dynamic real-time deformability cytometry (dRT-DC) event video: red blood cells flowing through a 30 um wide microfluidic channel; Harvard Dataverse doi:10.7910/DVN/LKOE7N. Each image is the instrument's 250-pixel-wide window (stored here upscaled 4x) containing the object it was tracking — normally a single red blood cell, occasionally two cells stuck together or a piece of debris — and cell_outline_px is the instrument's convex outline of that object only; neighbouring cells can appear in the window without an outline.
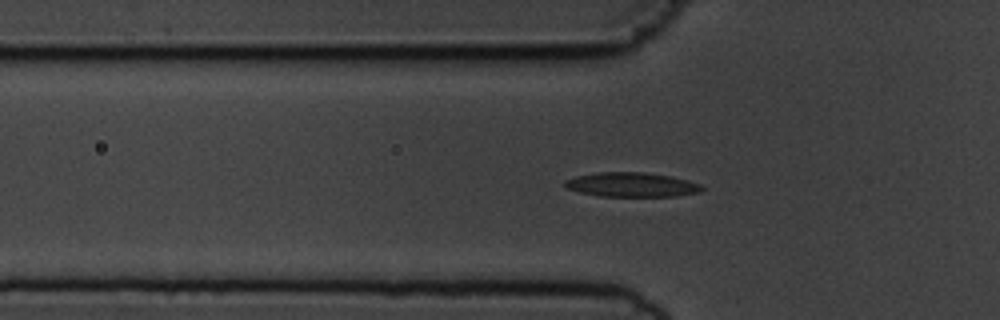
{"species": "common noctule bat (a hibernating species)", "species_latin": "Nyctalus noctula", "temperature_condition": "cold", "stored_images_in_passage": 52, "camera_frame_rate_fps": 3000, "um_per_image_px": 0.085, "animal": {"sex": "male", "body_mass_g": 19.5, "forearm_length_mm": 54.6}, "frame": {"image": 1, "passage_image": 18, "time_ms": 5.667, "image_size_px": [1000, 320], "cell_outline_px": [[704, 188], [700, 192], [676, 196], [600, 196], [580, 192], [568, 188], [564, 184], [564, 180], [576, 176], [596, 172], [644, 172], [672, 176], [688, 180], [700, 184]], "centroid_in_image_um": [53.7, 15.69], "position_along_channel_um": 72.1, "area_um2": 19.48}}
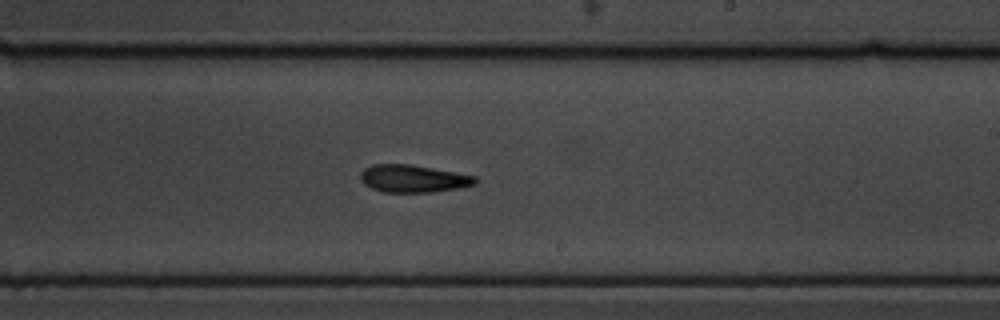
{"frame": {"image": 2, "passage_image": 33, "time_ms": 10.667, "image_size_px": [1000, 320], "cell_outline_px": [[476, 184], [456, 188], [432, 192], [384, 192], [372, 188], [364, 184], [360, 180], [360, 172], [364, 168], [372, 164], [412, 164], [476, 176]], "centroid_in_image_um": [35.08, 15.17], "position_along_channel_um": 253.9, "area_um2": 18.38}}
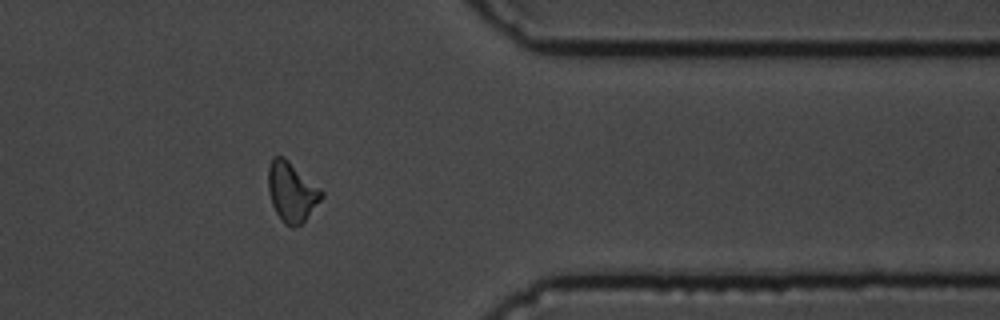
{"frame": {"image": 3, "passage_image": 45, "time_ms": 14.667, "image_size_px": [1000, 320], "cell_outline_px": [[324, 196], [304, 220], [300, 224], [292, 228], [284, 224], [276, 212], [272, 204], [268, 192], [268, 168], [272, 156], [284, 156], [320, 188], [324, 192]], "centroid_in_image_um": [24.78, 16.29], "position_along_channel_um": 386.6, "area_um2": 18.5}, "authors_computed_cell_mechanics": {"area_um2": 18.2937, "velocity_mm_per_s": 3.6436, "shape_relaxation_time_tau1_ms": null, "shape_relaxation_time_tau2_ms": 9.6881, "deformation_change_tau1": null, "deformation_change_tau2": 0.2035}}